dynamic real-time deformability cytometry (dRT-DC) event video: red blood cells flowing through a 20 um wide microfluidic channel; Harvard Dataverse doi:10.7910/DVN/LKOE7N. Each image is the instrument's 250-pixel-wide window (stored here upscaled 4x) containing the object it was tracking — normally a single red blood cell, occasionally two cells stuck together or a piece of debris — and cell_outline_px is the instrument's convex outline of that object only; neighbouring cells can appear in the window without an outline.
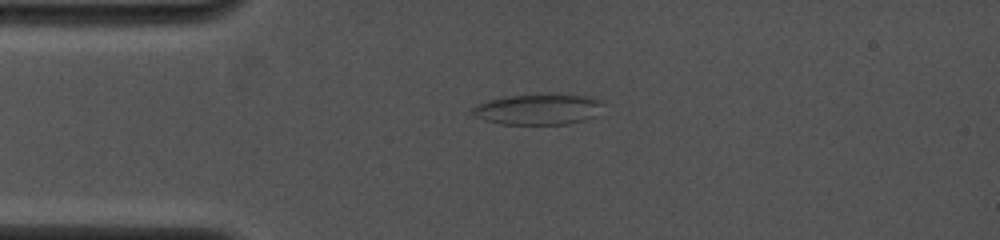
{"species": "common noctule bat (a hibernating species)", "species_latin": "Nyctalus noctula", "temperature_condition": "cold", "stored_images_in_passage": 3, "camera_frame_rate_fps": 4000, "um_per_image_px": 0.085, "animal": {"sex": "female", "body_mass_g": 19.0, "forearm_length_mm": 53.3}, "frame": {"image": 1, "passage_image": 3, "time_ms": 2.25, "image_size_px": [1000, 240], "cell_outline_px": [[604, 100], [596, 116], [584, 120], [568, 124], [500, 124], [484, 120], [476, 116], [472, 112], [472, 108], [488, 100], [504, 96], [592, 96]], "centroid_in_image_um": [45.77, 9.32], "position_along_channel_um": 39.2, "area_um2": 22.83}}